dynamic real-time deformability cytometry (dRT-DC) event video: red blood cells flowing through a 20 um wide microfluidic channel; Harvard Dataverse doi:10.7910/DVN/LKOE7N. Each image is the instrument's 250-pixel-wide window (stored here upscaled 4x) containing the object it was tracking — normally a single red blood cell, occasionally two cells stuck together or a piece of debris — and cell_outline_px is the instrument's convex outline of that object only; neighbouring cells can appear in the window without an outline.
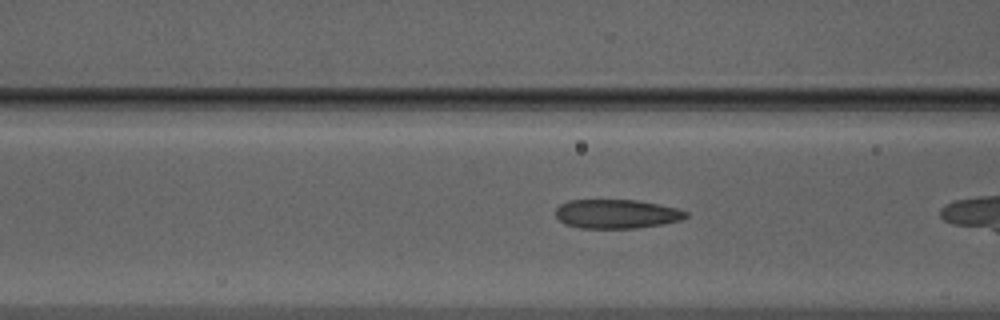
{"species": "Egyptian fruit bat (a non-hibernating species)", "species_latin": "Rousettus aegyptiacus", "temperature_condition": "warm", "stored_images_in_passage": 5, "camera_frame_rate_fps": 3000, "um_per_image_px": 0.085, "animal": {"sex": "male"}, "frame": {"image": 1, "passage_image": 4, "time_ms": 1.0, "image_size_px": [1000, 320], "cell_outline_px": [[688, 216], [680, 220], [664, 224], [636, 228], [580, 228], [564, 224], [556, 216], [556, 208], [560, 204], [568, 200], [636, 200], [676, 208], [688, 212]], "centroid_in_image_um": [52.39, 18.19], "position_along_channel_um": 114.2, "area_um2": 22.02}}